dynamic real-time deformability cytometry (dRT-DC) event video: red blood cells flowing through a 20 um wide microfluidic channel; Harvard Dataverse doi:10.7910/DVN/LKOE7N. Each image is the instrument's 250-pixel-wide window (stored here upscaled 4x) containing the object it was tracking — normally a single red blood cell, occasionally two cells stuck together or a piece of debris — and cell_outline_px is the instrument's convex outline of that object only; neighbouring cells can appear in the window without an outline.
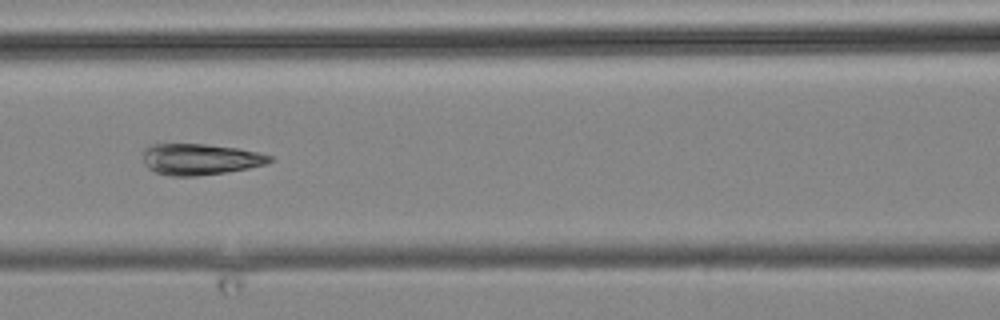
{"species": "common noctule bat (a hibernating species)", "species_latin": "Nyctalus noctula", "temperature_condition": "cold", "stored_images_in_passage": 22, "camera_frame_rate_fps": 3000, "um_per_image_px": 0.085, "animal": {"sex": "male", "body_mass_g": 19.2, "forearm_length_mm": 51.8}, "frame": {"image": 1, "passage_image": 13, "time_ms": 13.667, "image_size_px": [1000, 320], "cell_outline_px": [[272, 160], [264, 164], [248, 168], [224, 172], [196, 176], [168, 176], [156, 172], [148, 168], [144, 164], [144, 148], [148, 144], [204, 144], [236, 148], [256, 152], [272, 156]], "centroid_in_image_um": [16.95, 13.53], "position_along_channel_um": 149.6, "area_um2": 22.83}}
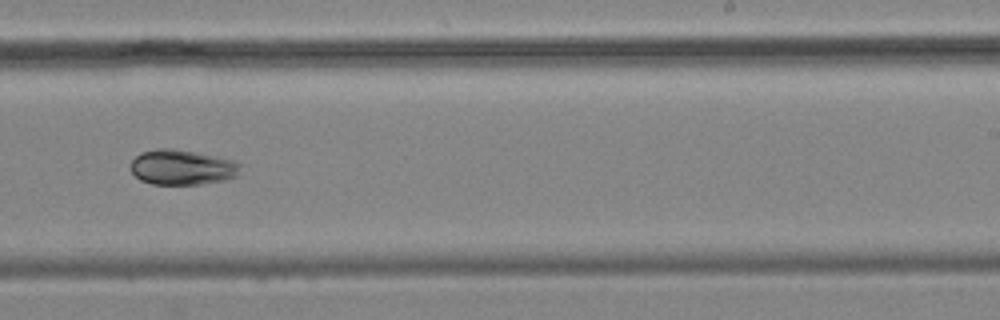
{"frame": {"image": 2, "passage_image": 16, "time_ms": 17.333, "image_size_px": [1000, 320], "cell_outline_px": [[240, 164], [236, 176], [224, 180], [200, 184], [152, 184], [140, 180], [132, 172], [132, 160], [140, 152], [156, 148], [172, 148], [196, 152], [232, 160]], "centroid_in_image_um": [15.44, 14.21], "position_along_channel_um": 273.6, "area_um2": 22.25}}